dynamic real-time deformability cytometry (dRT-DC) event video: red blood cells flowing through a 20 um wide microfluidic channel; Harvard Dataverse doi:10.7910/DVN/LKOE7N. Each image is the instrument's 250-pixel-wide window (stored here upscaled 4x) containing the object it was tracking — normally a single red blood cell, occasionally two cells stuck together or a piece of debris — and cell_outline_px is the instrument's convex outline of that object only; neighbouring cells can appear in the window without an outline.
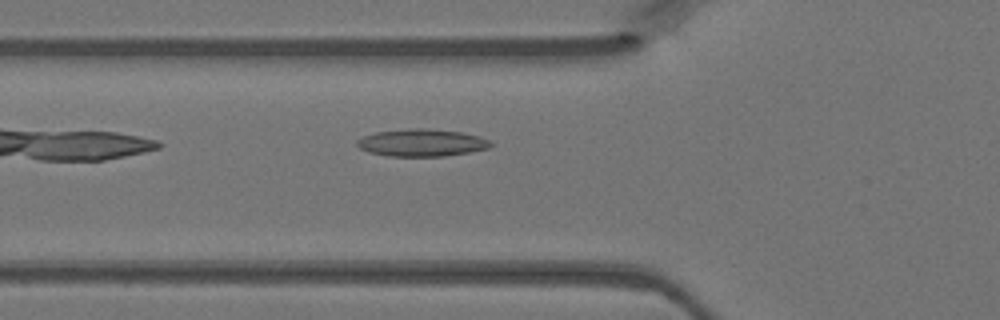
{"species": "Egyptian fruit bat (a non-hibernating species)", "species_latin": "Rousettus aegyptiacus", "temperature_condition": "warm", "stored_images_in_passage": 29, "camera_frame_rate_fps": 3000, "um_per_image_px": 0.085, "animal": {"sex": "female"}, "frame": {"image": 1, "passage_image": 3, "time_ms": 0.667, "image_size_px": [1000, 320], "cell_outline_px": [[492, 144], [488, 148], [468, 152], [444, 156], [388, 156], [368, 152], [360, 148], [356, 144], [356, 140], [364, 136], [376, 132], [408, 128], [424, 128], [460, 132], [480, 136], [488, 140]], "centroid_in_image_um": [35.81, 12.13], "position_along_channel_um": 90.0, "area_um2": 21.15}}
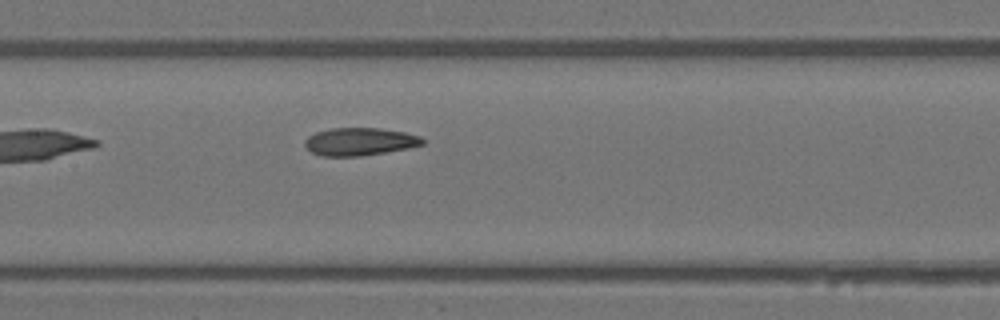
{"frame": {"image": 2, "passage_image": 9, "time_ms": 2.667, "image_size_px": [1000, 320], "cell_outline_px": [[424, 144], [408, 148], [360, 156], [320, 156], [312, 152], [304, 144], [304, 140], [308, 136], [316, 132], [332, 128], [380, 128], [404, 132], [420, 136], [424, 140]], "centroid_in_image_um": [30.56, 12.03], "position_along_channel_um": 176.8, "area_um2": 18.96}}
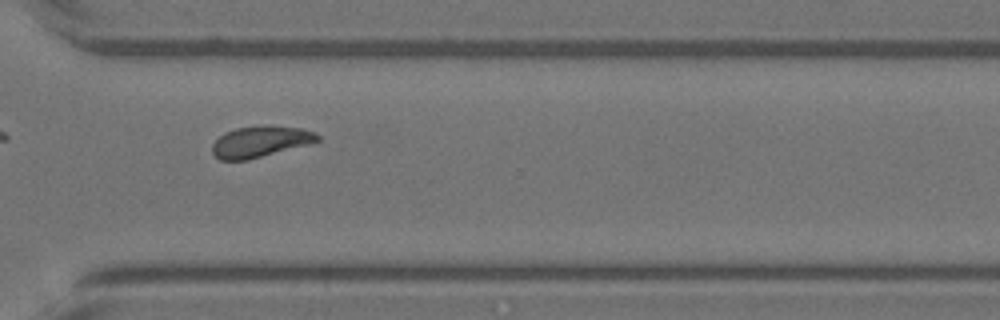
{"frame": {"image": 3, "passage_image": 21, "time_ms": 6.667, "image_size_px": [1000, 320], "cell_outline_px": [[320, 140], [308, 144], [248, 160], [220, 160], [212, 152], [212, 144], [224, 132], [236, 128], [264, 124], [300, 128], [316, 132], [320, 136]], "centroid_in_image_um": [22.13, 12.02], "position_along_channel_um": 348.5, "area_um2": 19.19}}